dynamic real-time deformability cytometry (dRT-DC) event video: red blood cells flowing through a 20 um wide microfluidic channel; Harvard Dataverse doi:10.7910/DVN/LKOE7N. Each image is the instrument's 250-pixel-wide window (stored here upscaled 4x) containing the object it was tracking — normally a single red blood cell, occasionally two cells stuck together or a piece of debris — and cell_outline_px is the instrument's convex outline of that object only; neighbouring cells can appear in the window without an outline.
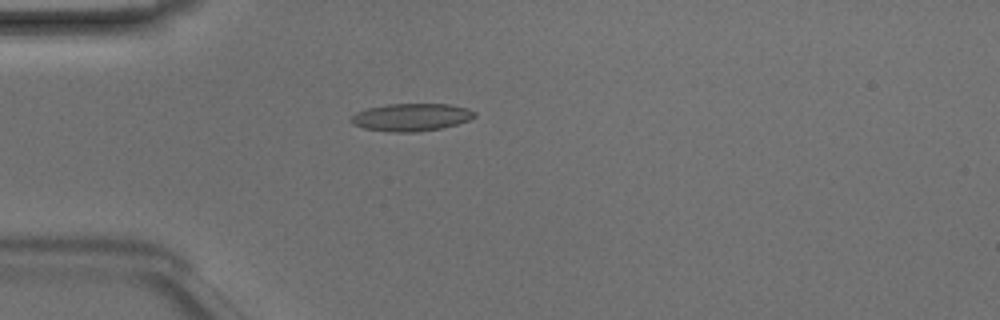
{"species": "Egyptian fruit bat (a non-hibernating species)", "species_latin": "Rousettus aegyptiacus", "temperature_condition": "room temperature", "stored_images_in_passage": 37, "camera_frame_rate_fps": 3000, "um_per_image_px": 0.085, "animal": {"sex": "male"}, "frame": {"image": 1, "passage_image": 2, "time_ms": 0.333, "image_size_px": [1000, 320], "cell_outline_px": [[476, 116], [468, 120], [456, 124], [440, 128], [416, 132], [392, 132], [364, 128], [352, 124], [348, 120], [356, 112], [368, 108], [388, 104], [448, 104], [468, 108], [476, 112]], "centroid_in_image_um": [34.94, 9.96], "position_along_channel_um": 50.1, "area_um2": 19.83}}
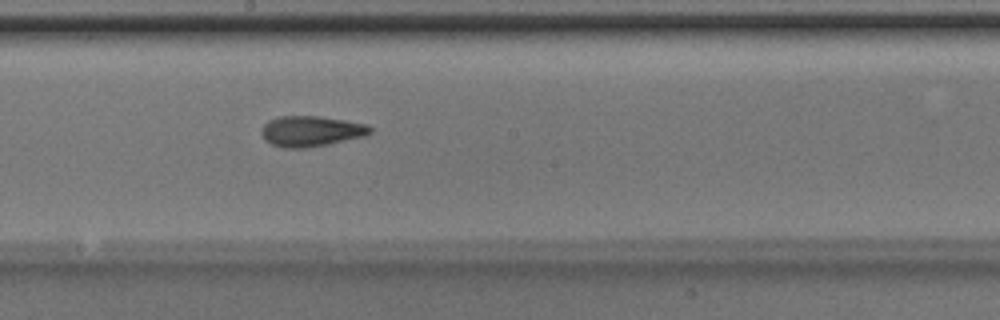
{"frame": {"image": 2, "passage_image": 15, "time_ms": 4.667, "image_size_px": [1000, 320], "cell_outline_px": [[372, 132], [368, 136], [328, 144], [304, 148], [284, 148], [272, 144], [264, 140], [260, 132], [264, 124], [268, 120], [280, 116], [320, 116], [368, 124], [372, 128]], "centroid_in_image_um": [26.46, 11.15], "position_along_channel_um": 221.7, "area_um2": 19.59}}
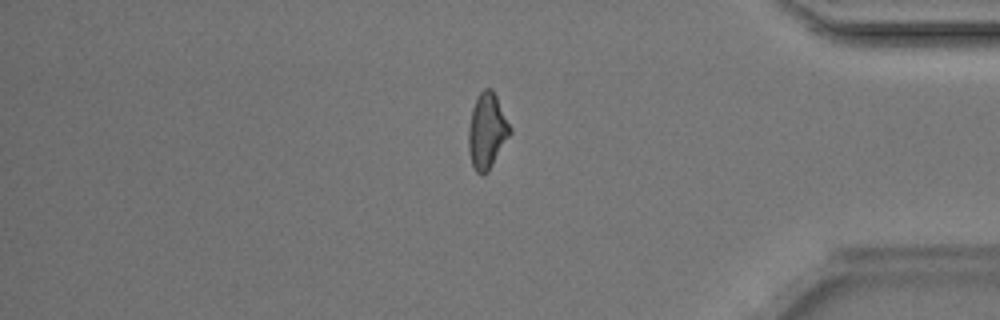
{"frame": {"image": 3, "passage_image": 29, "time_ms": 9.333, "image_size_px": [1000, 320], "cell_outline_px": [[512, 132], [488, 172], [480, 176], [476, 172], [472, 164], [468, 148], [468, 128], [472, 108], [480, 92], [484, 88], [492, 88], [512, 128]], "centroid_in_image_um": [41.4, 11.15], "position_along_channel_um": 393.8, "area_um2": 18.32}, "authors_computed_cell_mechanics": {"area_um2": 18.3226, "velocity_mm_per_s": 4.2314, "shape_relaxation_time_tau1_ms": 4.9784, "shape_relaxation_time_tau2_ms": 2.1299, "deformation_change_tau1": 0.1772, "deformation_change_tau2": 0.1067}}